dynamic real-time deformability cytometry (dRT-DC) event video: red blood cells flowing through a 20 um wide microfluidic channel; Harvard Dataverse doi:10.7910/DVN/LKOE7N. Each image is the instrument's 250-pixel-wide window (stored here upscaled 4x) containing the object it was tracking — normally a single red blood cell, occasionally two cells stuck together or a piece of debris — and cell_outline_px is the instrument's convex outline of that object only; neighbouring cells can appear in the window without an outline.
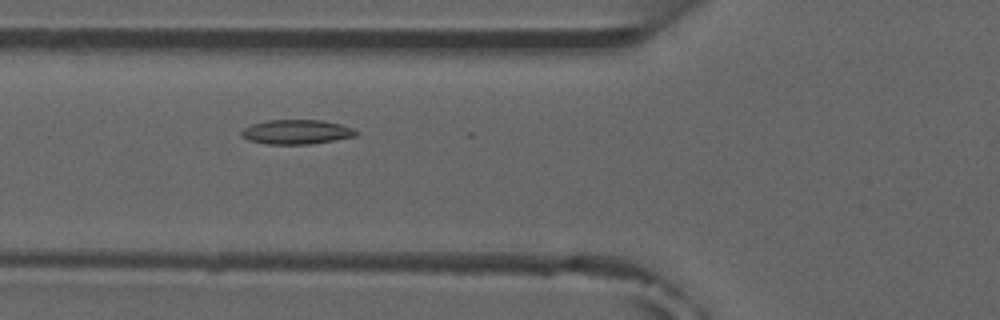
{"species": "common noctule bat (a hibernating species)", "species_latin": "Nyctalus noctula", "temperature_condition": "room temperature", "stored_images_in_passage": 5, "camera_frame_rate_fps": 3000, "um_per_image_px": 0.085, "animal": {"sex": "male", "forearm_length_mm": 52.5}, "frame": {"image": 1, "passage_image": 5, "time_ms": 4.667, "image_size_px": [1000, 320], "cell_outline_px": [[360, 132], [356, 136], [312, 144], [264, 144], [248, 140], [240, 136], [240, 132], [244, 128], [252, 124], [268, 120], [320, 120], [340, 124], [352, 128]], "centroid_in_image_um": [25.19, 11.22], "position_along_channel_um": 100.6, "area_um2": 16.42}}